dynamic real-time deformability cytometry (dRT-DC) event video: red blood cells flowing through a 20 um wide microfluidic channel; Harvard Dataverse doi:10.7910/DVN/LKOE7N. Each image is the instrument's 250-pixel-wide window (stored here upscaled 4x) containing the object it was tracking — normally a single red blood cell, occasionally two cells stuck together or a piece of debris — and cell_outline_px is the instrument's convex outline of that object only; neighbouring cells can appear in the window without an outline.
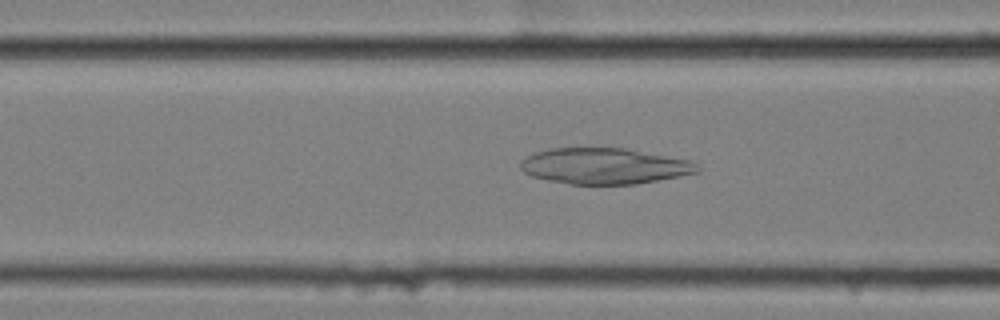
{"species": "common noctule bat (a hibernating species)", "species_latin": "Nyctalus noctula", "temperature_condition": "cold", "stored_images_in_passage": 7, "camera_frame_rate_fps": 3000, "um_per_image_px": 0.085, "animal": {"sex": "female", "body_mass_g": 25.1}, "frame": {"image": 1, "passage_image": 5, "time_ms": 1.333, "image_size_px": [1000, 320], "cell_outline_px": [[700, 172], [680, 176], [636, 184], [568, 184], [548, 180], [532, 176], [524, 172], [520, 168], [520, 160], [536, 152], [552, 148], [628, 148], [688, 160], [696, 164], [700, 168]], "centroid_in_image_um": [51.37, 14.11], "position_along_channel_um": 115.2, "area_um2": 37.05}}